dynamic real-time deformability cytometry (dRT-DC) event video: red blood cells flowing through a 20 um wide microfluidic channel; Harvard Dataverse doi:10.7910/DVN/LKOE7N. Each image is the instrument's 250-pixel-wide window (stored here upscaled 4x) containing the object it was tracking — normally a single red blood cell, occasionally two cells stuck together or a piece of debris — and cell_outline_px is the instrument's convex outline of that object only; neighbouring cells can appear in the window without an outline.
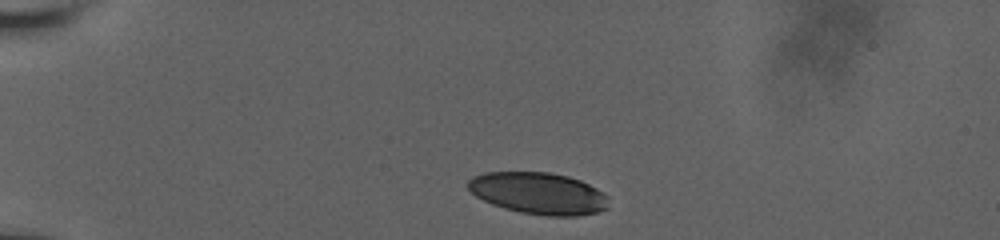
{"species": "human", "species_latin": "Homo sapiens", "temperature_condition": "room temperature", "stored_images_in_passage": 37, "camera_frame_rate_fps": 3000, "um_per_image_px": 0.085, "donor": {"sex": "male"}, "frame": {"image": 1, "passage_image": 1, "time_ms": 0.0, "image_size_px": [1000, 240], "cell_outline_px": [[608, 208], [596, 212], [576, 216], [548, 216], [520, 212], [504, 208], [492, 204], [476, 196], [468, 188], [468, 180], [472, 176], [484, 172], [548, 172], [568, 176], [580, 180], [596, 188], [608, 196]], "centroid_in_image_um": [45.77, 16.43], "position_along_channel_um": 39.2, "area_um2": 34.22}}
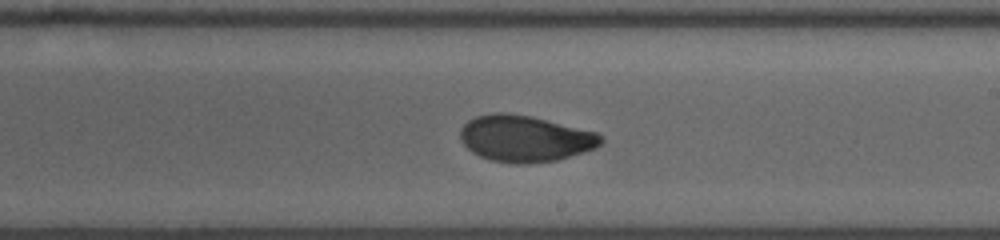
{"frame": {"image": 2, "passage_image": 22, "time_ms": 7.0, "image_size_px": [1000, 240], "cell_outline_px": [[604, 140], [596, 148], [584, 152], [556, 160], [524, 164], [516, 164], [492, 160], [480, 156], [472, 152], [460, 140], [460, 128], [468, 120], [476, 116], [492, 112], [508, 112], [532, 116], [596, 132], [604, 136]], "centroid_in_image_um": [44.62, 11.76], "position_along_channel_um": 244.4, "area_um2": 38.21}}
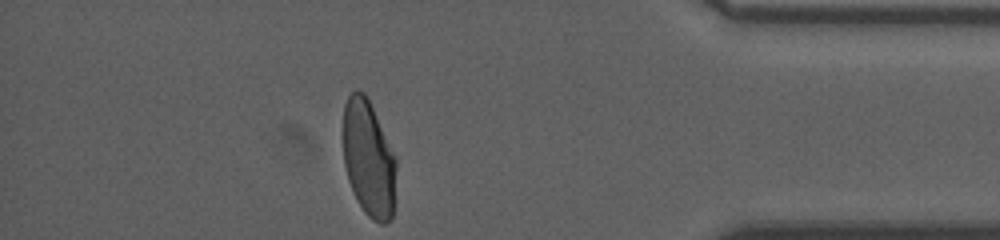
{"frame": {"image": 3, "passage_image": 37, "time_ms": 12.0, "image_size_px": [1000, 240], "cell_outline_px": [[396, 168], [392, 220], [384, 224], [380, 224], [372, 220], [364, 212], [356, 200], [352, 192], [348, 180], [344, 164], [340, 136], [340, 132], [344, 104], [348, 96], [356, 88], [364, 92], [396, 156]], "centroid_in_image_um": [31.28, 13.47], "position_along_channel_um": 403.9, "area_um2": 36.99}, "authors_computed_cell_mechanics": {"area_um2": 37.6278, "velocity_mm_per_s": 3.7911, "shape_relaxation_time_tau1_ms": 7.4873, "shape_relaxation_time_tau2_ms": 1.1822, "deformation_change_tau1": 0.2053, "deformation_change_tau2": 0.0474}}